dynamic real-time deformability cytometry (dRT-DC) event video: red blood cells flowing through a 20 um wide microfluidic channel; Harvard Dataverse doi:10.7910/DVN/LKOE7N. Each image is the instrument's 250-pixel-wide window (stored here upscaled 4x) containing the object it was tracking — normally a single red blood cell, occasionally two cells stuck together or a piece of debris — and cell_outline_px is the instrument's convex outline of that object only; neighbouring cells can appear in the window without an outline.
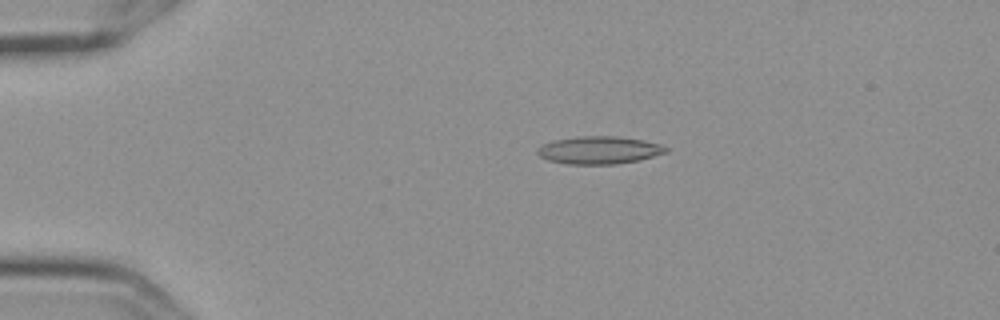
{"species": "Egyptian fruit bat (a non-hibernating species)", "species_latin": "Rousettus aegyptiacus", "temperature_condition": "cold", "stored_images_in_passage": 7, "camera_frame_rate_fps": 3000, "um_per_image_px": 0.085, "frame": {"image": 1, "passage_image": 4, "time_ms": 1.0, "image_size_px": [1000, 320], "cell_outline_px": [[668, 152], [640, 160], [616, 164], [568, 164], [548, 160], [540, 156], [536, 152], [544, 144], [556, 140], [580, 136], [616, 136], [644, 140], [660, 144], [668, 148]], "centroid_in_image_um": [50.98, 12.76], "position_along_channel_um": 34.0, "area_um2": 20.58}}
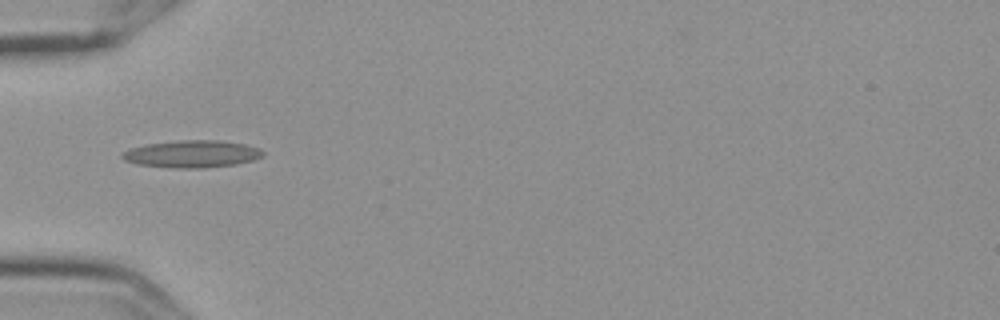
{"frame": {"image": 2, "passage_image": 6, "time_ms": 1.667, "image_size_px": [1000, 320], "cell_outline_px": [[264, 156], [252, 160], [236, 164], [204, 168], [180, 168], [140, 164], [124, 160], [120, 156], [128, 148], [144, 144], [180, 140], [220, 140], [244, 144], [260, 148], [264, 152]], "centroid_in_image_um": [16.33, 13.07], "position_along_channel_um": 68.7, "area_um2": 22.31}}
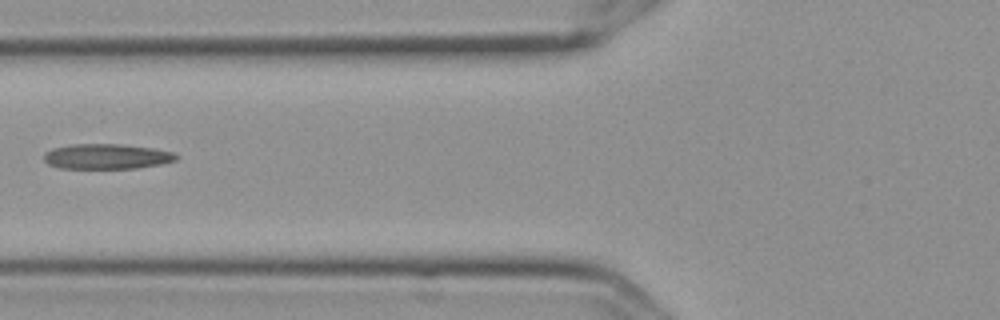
{"frame": {"image": 3, "passage_image": 7, "time_ms": 2.0, "image_size_px": [1000, 320], "cell_outline_px": [[180, 156], [176, 160], [160, 164], [136, 168], [60, 168], [48, 164], [44, 160], [44, 152], [52, 148], [68, 144], [120, 144], [152, 148], [172, 152]], "centroid_in_image_um": [9.04, 13.29], "position_along_channel_um": 116.8, "area_um2": 19.42}}